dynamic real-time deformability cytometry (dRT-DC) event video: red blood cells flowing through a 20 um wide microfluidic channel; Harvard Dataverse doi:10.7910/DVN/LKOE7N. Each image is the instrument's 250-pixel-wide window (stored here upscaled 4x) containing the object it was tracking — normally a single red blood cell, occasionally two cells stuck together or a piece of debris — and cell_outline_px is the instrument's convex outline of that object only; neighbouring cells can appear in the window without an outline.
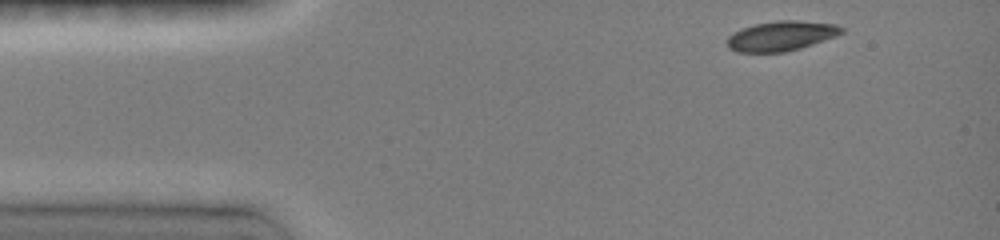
{"species": "common noctule bat (a hibernating species)", "species_latin": "Nyctalus noctula", "temperature_condition": "room temperature", "stored_images_in_passage": 39, "camera_frame_rate_fps": 3000, "um_per_image_px": 0.085, "animal": {"sex": "female", "body_mass_g": 19.0, "forearm_length_mm": 51.5}, "frame": {"image": 1, "passage_image": 1, "time_ms": 0.0, "image_size_px": [1000, 240], "cell_outline_px": [[844, 32], [836, 36], [800, 48], [784, 52], [736, 52], [728, 48], [728, 36], [744, 28], [756, 24], [776, 20], [792, 20], [836, 24], [844, 28]], "centroid_in_image_um": [66.42, 3.06], "position_along_channel_um": 18.6, "area_um2": 19.65}}
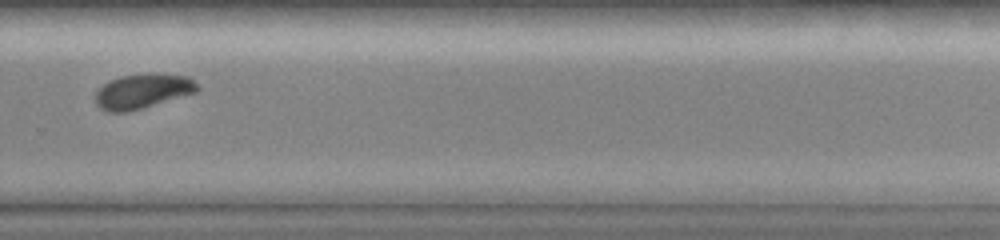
{"frame": {"image": 2, "passage_image": 29, "time_ms": 9.333, "image_size_px": [1000, 240], "cell_outline_px": [[200, 88], [196, 92], [128, 112], [108, 112], [100, 108], [96, 104], [96, 92], [108, 80], [120, 76], [152, 72], [188, 76]], "centroid_in_image_um": [12.11, 7.73], "position_along_channel_um": 317.7, "area_um2": 20.63}}
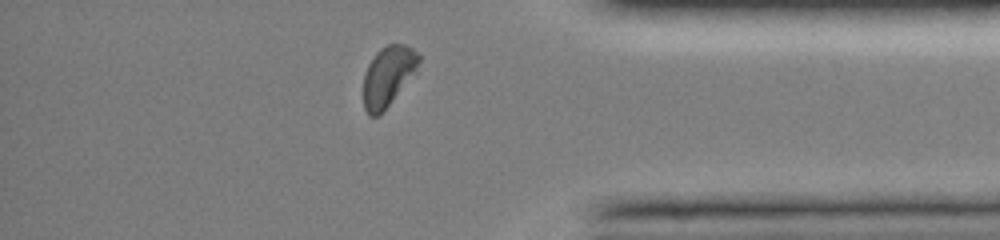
{"frame": {"image": 3, "passage_image": 36, "time_ms": 11.667, "image_size_px": [1000, 240], "cell_outline_px": [[420, 60], [416, 68], [388, 104], [376, 116], [368, 116], [364, 108], [364, 76], [368, 64], [376, 52], [380, 48], [388, 44], [404, 44], [412, 48], [420, 56]], "centroid_in_image_um": [32.94, 6.42], "position_along_channel_um": 402.3, "area_um2": 18.5}, "authors_computed_cell_mechanics": {"area_um2": 20.9814, "velocity_mm_per_s": 3.9995, "shape_relaxation_time_tau1_ms": 4.2302, "shape_relaxation_time_tau2_ms": null, "deformation_change_tau1": 0.168, "deformation_change_tau2": null}}